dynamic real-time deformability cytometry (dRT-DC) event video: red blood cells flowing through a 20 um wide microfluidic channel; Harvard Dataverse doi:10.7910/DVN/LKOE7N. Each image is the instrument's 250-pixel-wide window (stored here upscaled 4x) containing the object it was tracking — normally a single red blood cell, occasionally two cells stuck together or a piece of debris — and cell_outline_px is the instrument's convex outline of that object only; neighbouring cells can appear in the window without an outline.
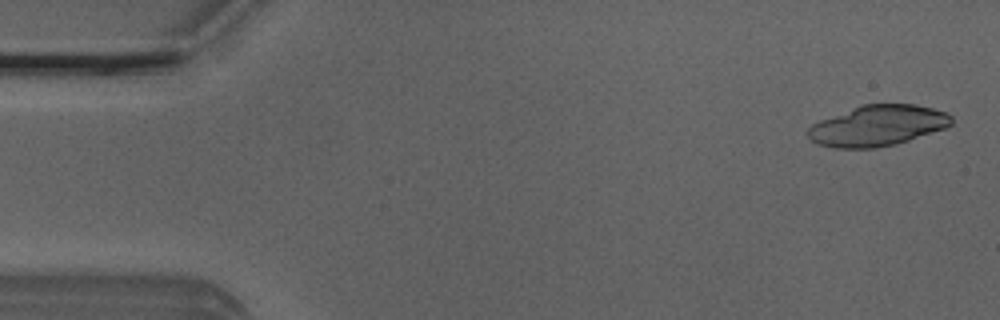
{"species": "Egyptian fruit bat (a non-hibernating species)", "species_latin": "Rousettus aegyptiacus", "temperature_condition": "room temperature", "stored_images_in_passage": 9, "camera_frame_rate_fps": 3000, "um_per_image_px": 0.085, "animal": {"sex": "male"}, "frame": {"image": 1, "passage_image": 1, "time_ms": 0.0, "image_size_px": [1000, 320], "cell_outline_px": [[952, 124], [944, 128], [896, 144], [876, 148], [832, 148], [816, 144], [808, 136], [808, 128], [812, 124], [820, 120], [860, 104], [916, 104], [932, 108], [944, 112], [952, 116]], "centroid_in_image_um": [74.56, 10.68], "position_along_channel_um": 10.4, "area_um2": 34.04}}